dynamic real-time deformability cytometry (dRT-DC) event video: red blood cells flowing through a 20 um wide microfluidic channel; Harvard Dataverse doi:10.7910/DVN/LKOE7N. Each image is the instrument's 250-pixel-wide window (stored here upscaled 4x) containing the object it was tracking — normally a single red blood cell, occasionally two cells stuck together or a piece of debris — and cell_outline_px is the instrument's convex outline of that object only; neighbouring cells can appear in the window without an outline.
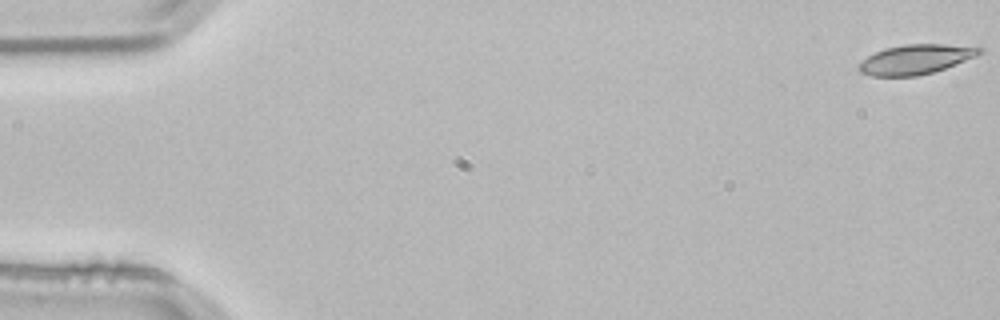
{"species": "common noctule bat (a hibernating species)", "species_latin": "Nyctalus noctula", "temperature_condition": "room temperature", "stored_images_in_passage": 5, "camera_frame_rate_fps": 3000, "um_per_image_px": 0.085, "animal": {"sex": "male", "body_mass_g": 21.5, "forearm_length_mm": 52.0}, "frame": {"image": 1, "passage_image": 1, "time_ms": 0.0, "image_size_px": [1000, 320], "cell_outline_px": [[984, 52], [976, 56], [956, 64], [932, 72], [916, 76], [872, 76], [860, 72], [856, 68], [868, 56], [884, 48], [904, 44], [944, 44], [984, 48]], "centroid_in_image_um": [77.83, 5.04], "position_along_channel_um": 7.2, "area_um2": 20.69}}
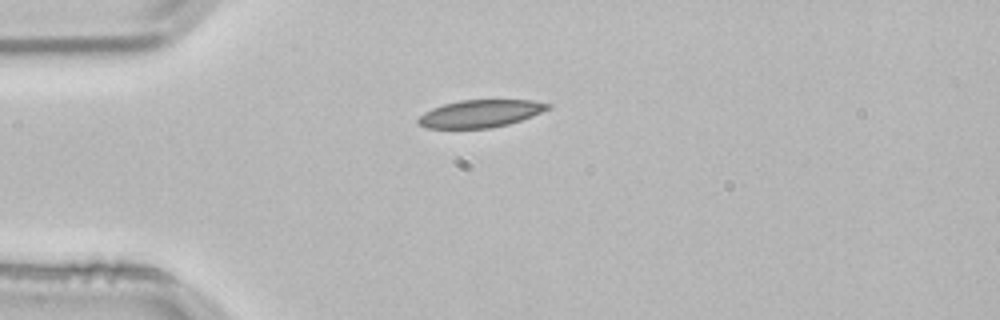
{"frame": {"image": 2, "passage_image": 4, "time_ms": 1.0, "image_size_px": [1000, 320], "cell_outline_px": [[552, 108], [532, 116], [508, 124], [488, 128], [428, 128], [420, 124], [416, 120], [424, 112], [432, 108], [444, 104], [460, 100], [532, 100], [552, 104]], "centroid_in_image_um": [40.86, 9.64], "position_along_channel_um": 44.1, "area_um2": 20.69}}
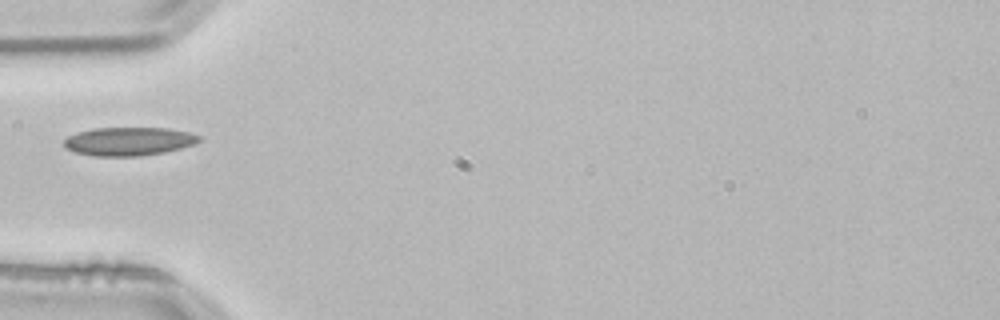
{"frame": {"image": 3, "passage_image": 5, "time_ms": 1.333, "image_size_px": [1000, 320], "cell_outline_px": [[200, 140], [196, 144], [164, 152], [140, 156], [92, 156], [76, 152], [68, 148], [64, 144], [64, 140], [68, 136], [76, 132], [92, 128], [168, 128], [188, 132], [200, 136]], "centroid_in_image_um": [10.95, 12.01], "position_along_channel_um": 74.1, "area_um2": 22.37}}